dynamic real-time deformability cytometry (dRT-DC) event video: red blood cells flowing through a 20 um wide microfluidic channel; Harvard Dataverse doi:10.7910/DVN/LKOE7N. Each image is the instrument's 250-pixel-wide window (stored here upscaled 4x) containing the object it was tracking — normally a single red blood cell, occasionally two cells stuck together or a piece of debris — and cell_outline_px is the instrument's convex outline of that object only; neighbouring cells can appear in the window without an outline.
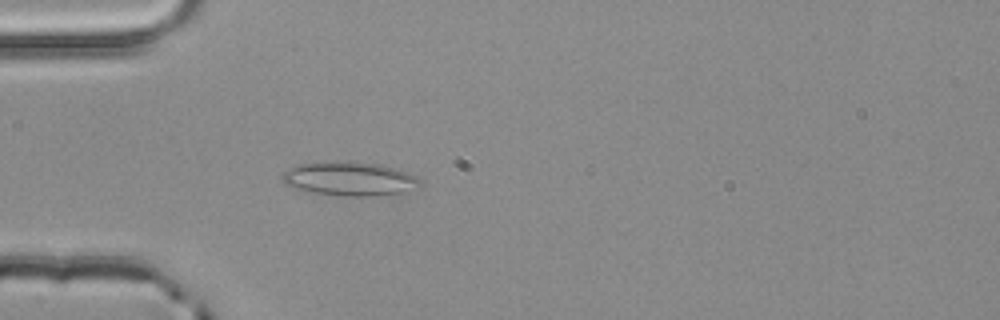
{"species": "common noctule bat (a hibernating species)", "species_latin": "Nyctalus noctula", "temperature_condition": "room temperature", "stored_images_in_passage": 2, "camera_frame_rate_fps": 3000, "um_per_image_px": 0.085, "animal": {"sex": "male", "body_mass_g": 20.4}, "frame": {"image": 1, "passage_image": 2, "time_ms": 0.333, "image_size_px": [1000, 320], "cell_outline_px": [[420, 188], [404, 192], [372, 196], [344, 196], [312, 192], [292, 188], [284, 184], [284, 172], [288, 168], [300, 164], [344, 160], [380, 164], [416, 176], [420, 180]], "centroid_in_image_um": [29.72, 15.2], "position_along_channel_um": 55.3, "area_um2": 27.22}}